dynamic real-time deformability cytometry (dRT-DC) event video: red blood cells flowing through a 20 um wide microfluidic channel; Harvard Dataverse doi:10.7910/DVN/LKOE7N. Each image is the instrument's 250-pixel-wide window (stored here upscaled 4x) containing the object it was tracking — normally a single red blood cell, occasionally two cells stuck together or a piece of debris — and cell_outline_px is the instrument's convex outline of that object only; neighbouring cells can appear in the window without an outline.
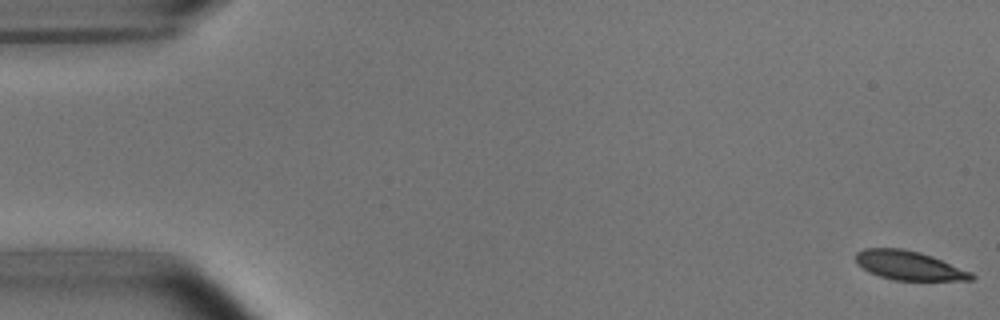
{"species": "common noctule bat (a hibernating species)", "species_latin": "Nyctalus noctula", "temperature_condition": "room temperature", "stored_images_in_passage": 54, "camera_frame_rate_fps": 3000, "um_per_image_px": 0.085, "animal": {"sex": "male", "body_mass_g": 15.6}, "frame": {"image": 1, "passage_image": 1, "time_ms": 0.0, "image_size_px": [1000, 320], "cell_outline_px": [[976, 276], [972, 280], [892, 280], [868, 272], [856, 264], [856, 252], [864, 248], [904, 248], [920, 252], [932, 256], [972, 272]], "centroid_in_image_um": [77.24, 22.56], "position_along_channel_um": 7.8, "area_um2": 19.71}}
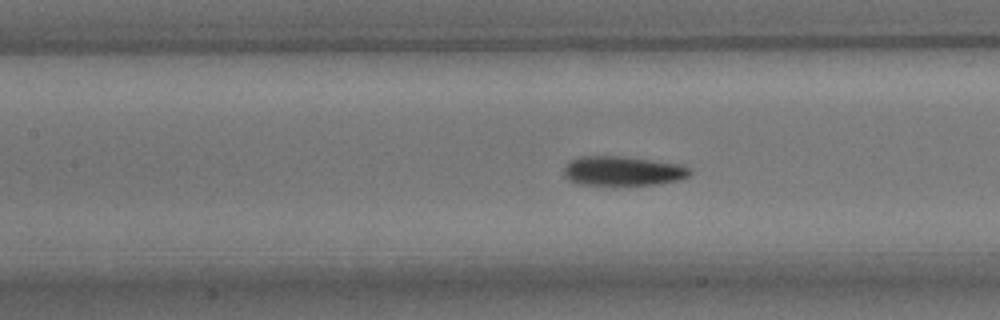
{"frame": {"image": 2, "passage_image": 24, "time_ms": 7.667, "image_size_px": [1000, 320], "cell_outline_px": [[692, 172], [688, 176], [680, 180], [656, 184], [576, 184], [568, 180], [564, 176], [564, 168], [568, 160], [580, 156], [620, 156], [652, 160], [680, 164], [692, 168]], "centroid_in_image_um": [52.92, 14.52], "position_along_channel_um": 154.5, "area_um2": 21.68}}
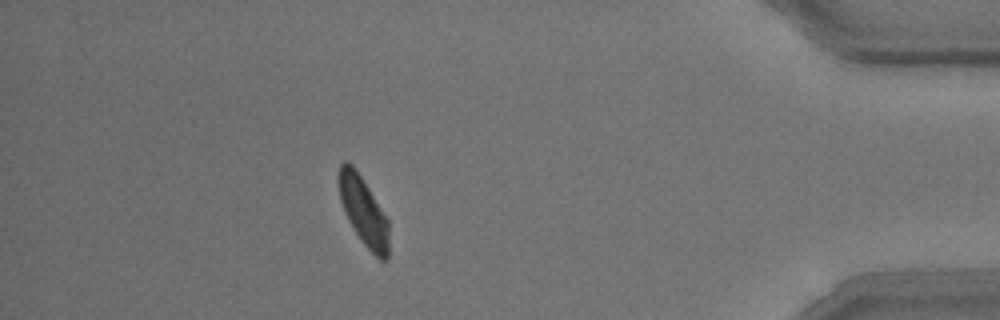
{"frame": {"image": 3, "passage_image": 48, "time_ms": 15.667, "image_size_px": [1000, 320], "cell_outline_px": [[388, 256], [384, 260], [380, 260], [360, 240], [348, 220], [344, 212], [340, 200], [336, 180], [336, 176], [340, 164], [344, 160], [348, 160], [356, 168], [388, 220]], "centroid_in_image_um": [30.83, 17.87], "position_along_channel_um": 404.4, "area_um2": 20.17}, "authors_computed_cell_mechanics": {"area_um2": 21.2126, "velocity_mm_per_s": 3.7182, "shape_relaxation_time_tau1_ms": 4.7158, "shape_relaxation_time_tau2_ms": 4.7117, "deformation_change_tau1": 0.1325, "deformation_change_tau2": 0.1008}}